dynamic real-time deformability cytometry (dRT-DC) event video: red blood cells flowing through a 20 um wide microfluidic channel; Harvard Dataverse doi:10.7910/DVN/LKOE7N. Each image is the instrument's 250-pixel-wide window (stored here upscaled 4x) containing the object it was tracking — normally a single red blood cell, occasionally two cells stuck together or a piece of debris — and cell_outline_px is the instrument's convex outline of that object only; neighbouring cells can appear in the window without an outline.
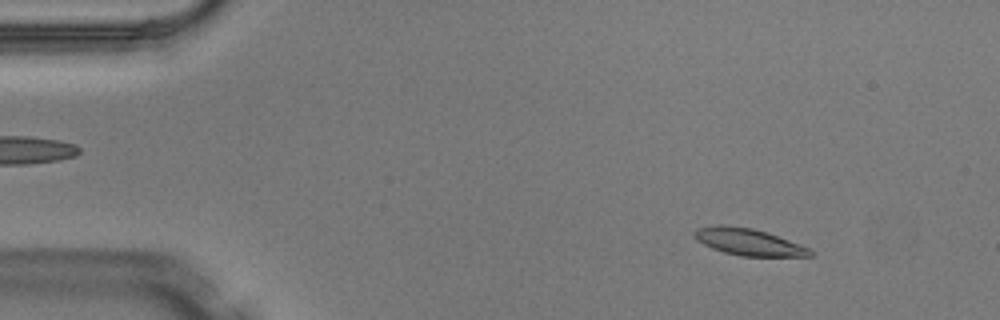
{"species": "Egyptian fruit bat (a non-hibernating species)", "species_latin": "Rousettus aegyptiacus", "temperature_condition": "warm", "stored_images_in_passage": 4, "camera_frame_rate_fps": 3000, "um_per_image_px": 0.085, "animal": {"sex": "male"}, "frame": {"image": 1, "passage_image": 1, "time_ms": 0.0, "image_size_px": [1000, 320], "cell_outline_px": [[812, 256], [740, 256], [724, 252], [712, 248], [704, 244], [692, 232], [696, 228], [716, 224], [720, 224], [752, 228], [768, 232], [812, 248]], "centroid_in_image_um": [63.66, 20.55], "position_along_channel_um": 21.3, "area_um2": 18.15}}
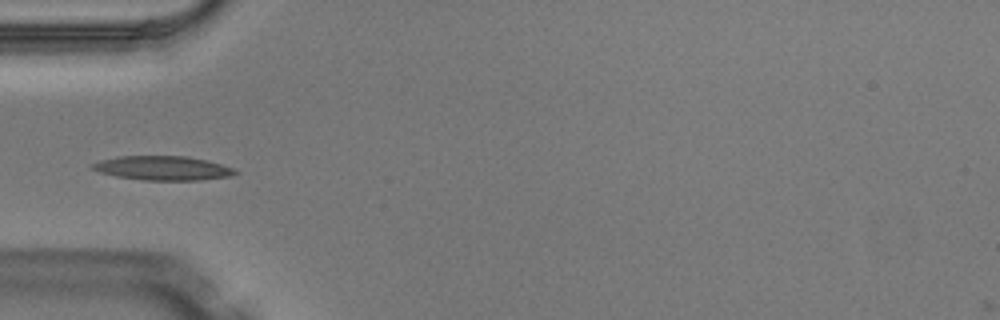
{"frame": {"image": 2, "passage_image": 4, "time_ms": 1.0, "image_size_px": [1000, 320], "cell_outline_px": [[240, 172], [228, 176], [200, 180], [144, 180], [116, 176], [100, 172], [88, 168], [92, 164], [100, 160], [120, 156], [188, 156], [208, 160], [232, 168]], "centroid_in_image_um": [13.81, 14.28], "position_along_channel_um": 71.2, "area_um2": 20.06}}